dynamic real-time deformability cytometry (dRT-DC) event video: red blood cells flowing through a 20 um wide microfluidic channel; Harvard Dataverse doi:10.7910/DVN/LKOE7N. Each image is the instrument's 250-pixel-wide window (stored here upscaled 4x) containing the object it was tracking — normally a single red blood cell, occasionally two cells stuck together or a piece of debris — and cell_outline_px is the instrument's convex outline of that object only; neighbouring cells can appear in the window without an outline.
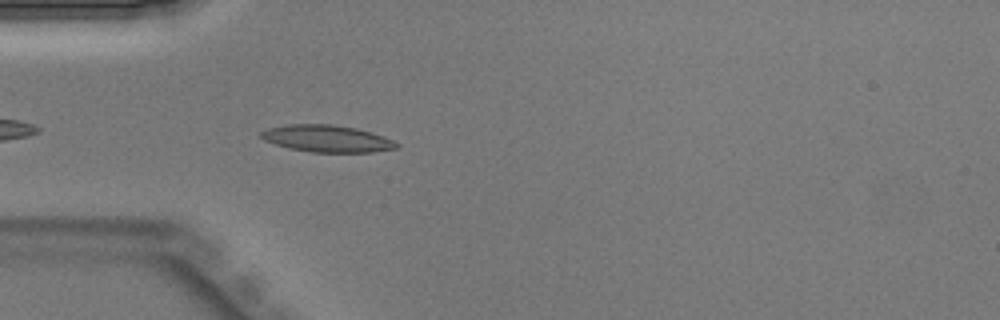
{"species": "Egyptian fruit bat (a non-hibernating species)", "species_latin": "Rousettus aegyptiacus", "temperature_condition": "warm", "stored_images_in_passage": 18, "camera_frame_rate_fps": 3000, "um_per_image_px": 0.085, "animal": {"sex": "male"}, "frame": {"image": 1, "passage_image": 3, "time_ms": 0.667, "image_size_px": [1000, 320], "cell_outline_px": [[400, 148], [372, 152], [312, 152], [288, 148], [264, 140], [260, 136], [260, 132], [268, 128], [288, 124], [332, 124], [356, 128], [384, 136], [400, 144]], "centroid_in_image_um": [27.81, 11.78], "position_along_channel_um": 57.2, "area_um2": 21.33}}